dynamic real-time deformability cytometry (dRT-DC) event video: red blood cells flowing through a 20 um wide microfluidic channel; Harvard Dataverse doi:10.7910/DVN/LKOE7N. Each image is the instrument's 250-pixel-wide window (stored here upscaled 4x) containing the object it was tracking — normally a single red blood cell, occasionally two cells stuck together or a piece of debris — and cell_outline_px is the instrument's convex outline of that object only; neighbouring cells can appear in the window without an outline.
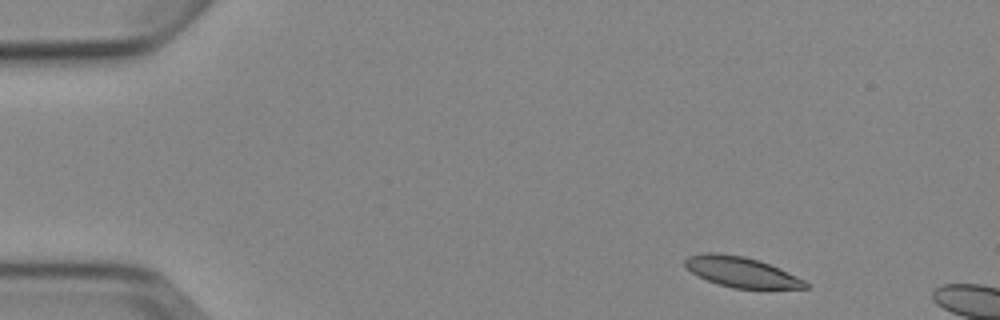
{"species": "Egyptian fruit bat (a non-hibernating species)", "species_latin": "Rousettus aegyptiacus", "temperature_condition": "cold", "stored_images_in_passage": 3, "camera_frame_rate_fps": 3000, "um_per_image_px": 0.085, "animal": {"sex": "female"}, "frame": {"image": 1, "passage_image": 1, "time_ms": 0.0, "image_size_px": [1000, 320], "cell_outline_px": [[812, 288], [732, 288], [708, 280], [692, 272], [684, 264], [684, 260], [688, 256], [704, 252], [720, 252], [744, 256], [780, 268], [804, 280]], "centroid_in_image_um": [63.01, 23.1], "position_along_channel_um": 22.0, "area_um2": 21.04}}